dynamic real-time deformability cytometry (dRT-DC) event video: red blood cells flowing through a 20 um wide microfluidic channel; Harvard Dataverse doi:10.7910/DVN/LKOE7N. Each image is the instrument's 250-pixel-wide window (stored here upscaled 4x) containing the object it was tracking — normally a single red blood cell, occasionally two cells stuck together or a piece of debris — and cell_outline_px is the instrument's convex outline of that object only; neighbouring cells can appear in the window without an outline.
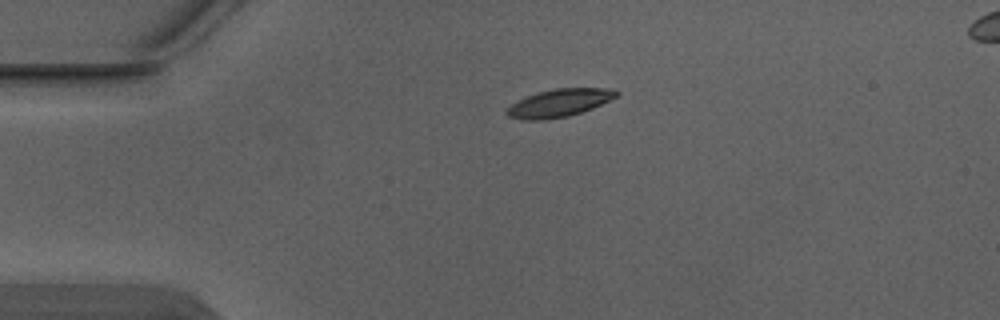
{"species": "Egyptian fruit bat (a non-hibernating species)", "species_latin": "Rousettus aegyptiacus", "temperature_condition": "warm", "stored_images_in_passage": 2, "segment_of_instrument_passage": [1, 2], "camera_frame_rate_fps": 3000, "um_per_image_px": 0.085, "animal": {"sex": "male"}, "frame": {"image": 1, "passage_image": 1, "time_ms": 0.0, "image_size_px": [1000, 320], "cell_outline_px": [[620, 92], [616, 96], [592, 108], [568, 116], [544, 120], [528, 120], [508, 116], [504, 112], [516, 100], [536, 92], [556, 88], [604, 88]], "centroid_in_image_um": [47.47, 8.75], "position_along_channel_um": 37.5, "area_um2": 17.51}}